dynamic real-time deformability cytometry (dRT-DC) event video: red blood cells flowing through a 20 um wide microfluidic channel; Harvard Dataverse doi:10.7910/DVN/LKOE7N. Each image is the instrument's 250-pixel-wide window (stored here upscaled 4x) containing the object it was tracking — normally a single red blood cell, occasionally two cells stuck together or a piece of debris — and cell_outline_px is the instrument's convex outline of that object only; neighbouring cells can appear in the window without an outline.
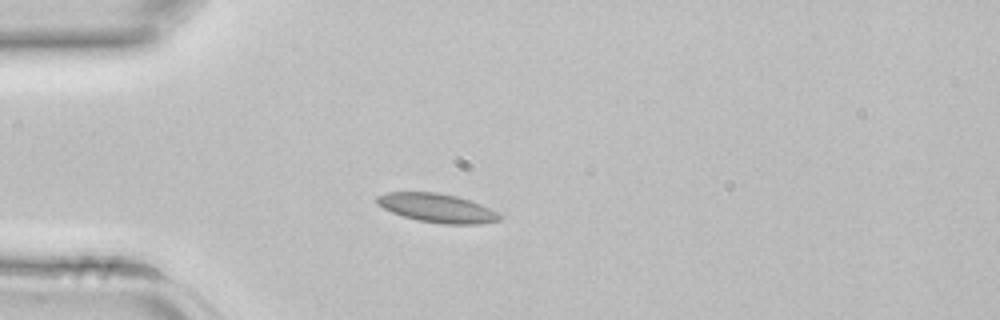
{"species": "common noctule bat (a hibernating species)", "species_latin": "Nyctalus noctula", "temperature_condition": "room temperature", "stored_images_in_passage": 33, "camera_frame_rate_fps": 3000, "um_per_image_px": 0.085, "animal": {"sex": "female", "body_mass_g": 22.7, "forearm_length_mm": 54.2}, "frame": {"image": 1, "passage_image": 1, "time_ms": 0.0, "image_size_px": [1000, 320], "cell_outline_px": [[504, 216], [500, 220], [480, 224], [440, 224], [420, 220], [404, 216], [392, 212], [376, 204], [376, 196], [384, 192], [440, 192], [456, 196], [480, 204]], "centroid_in_image_um": [37.13, 17.67], "position_along_channel_um": 47.9, "area_um2": 20.58}}
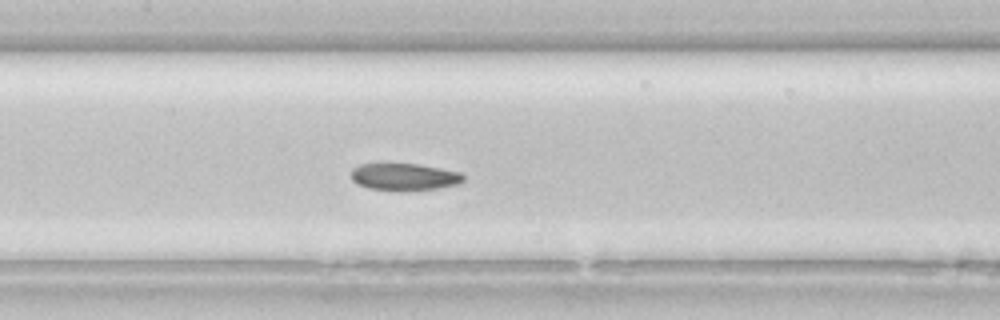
{"frame": {"image": 2, "passage_image": 10, "time_ms": 3.0, "image_size_px": [1000, 320], "cell_outline_px": [[464, 180], [460, 184], [436, 188], [404, 192], [400, 192], [368, 188], [356, 184], [352, 180], [352, 168], [360, 164], [384, 160], [388, 160], [420, 164], [460, 172], [464, 176]], "centroid_in_image_um": [34.3, 14.99], "position_along_channel_um": 173.1, "area_um2": 18.96}}